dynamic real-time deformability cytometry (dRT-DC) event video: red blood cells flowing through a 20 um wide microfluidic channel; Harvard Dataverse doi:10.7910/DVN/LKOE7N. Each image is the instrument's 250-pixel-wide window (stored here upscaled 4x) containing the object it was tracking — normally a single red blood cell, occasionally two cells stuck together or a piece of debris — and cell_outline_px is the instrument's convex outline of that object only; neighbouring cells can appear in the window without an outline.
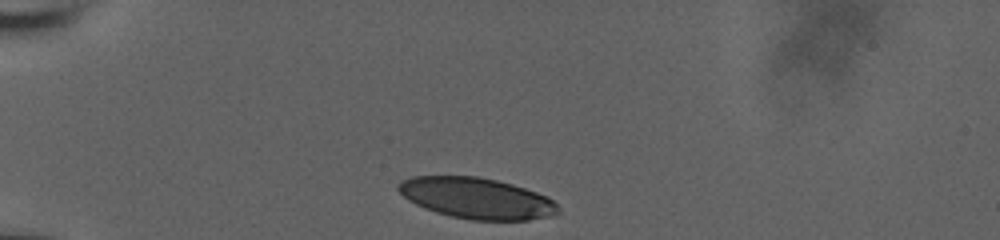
{"species": "human", "species_latin": "Homo sapiens", "temperature_condition": "room temperature", "stored_images_in_passage": 10, "camera_frame_rate_fps": 3000, "um_per_image_px": 0.085, "donor": {"sex": "male"}, "frame": {"image": 1, "passage_image": 1, "time_ms": 0.0, "image_size_px": [1000, 240], "cell_outline_px": [[560, 212], [556, 216], [528, 220], [472, 220], [452, 216], [436, 212], [424, 208], [408, 200], [396, 188], [396, 184], [400, 180], [412, 176], [476, 176], [496, 180], [512, 184], [548, 196], [560, 208]], "centroid_in_image_um": [40.52, 16.85], "position_along_channel_um": 44.5, "area_um2": 38.38}}
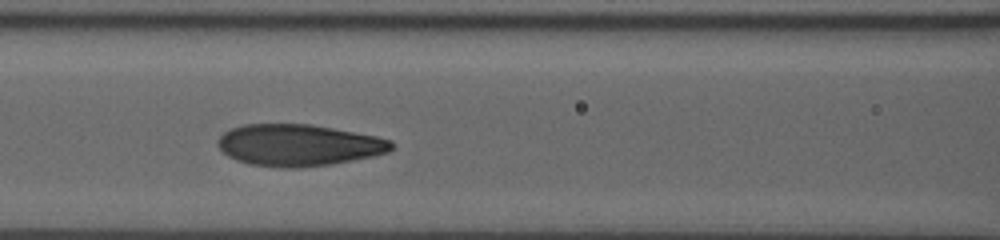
{"frame": {"image": 2, "passage_image": 7, "time_ms": 2.0, "image_size_px": [1000, 240], "cell_outline_px": [[396, 144], [388, 152], [372, 156], [332, 164], [300, 168], [280, 168], [248, 164], [236, 160], [228, 156], [216, 144], [216, 140], [224, 132], [232, 128], [244, 124], [308, 124], [332, 128], [376, 136], [392, 140]], "centroid_in_image_um": [25.36, 12.34], "position_along_channel_um": 141.2, "area_um2": 42.31}}
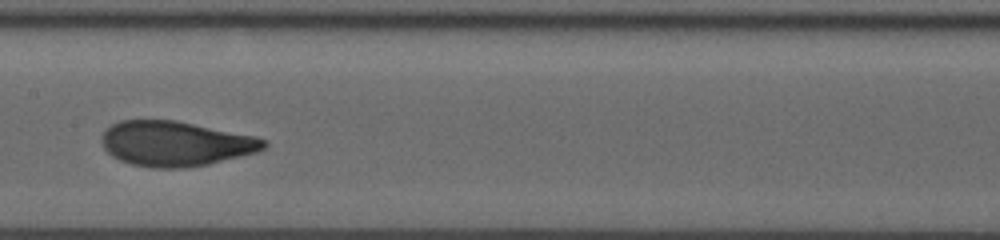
{"frame": {"image": 3, "passage_image": 9, "time_ms": 2.667, "image_size_px": [1000, 240], "cell_outline_px": [[268, 144], [264, 148], [256, 152], [208, 164], [184, 168], [152, 168], [132, 164], [120, 160], [112, 156], [104, 148], [100, 140], [100, 136], [104, 128], [120, 120], [176, 120], [256, 136], [268, 140]], "centroid_in_image_um": [14.89, 12.2], "position_along_channel_um": 192.5, "area_um2": 42.77}}